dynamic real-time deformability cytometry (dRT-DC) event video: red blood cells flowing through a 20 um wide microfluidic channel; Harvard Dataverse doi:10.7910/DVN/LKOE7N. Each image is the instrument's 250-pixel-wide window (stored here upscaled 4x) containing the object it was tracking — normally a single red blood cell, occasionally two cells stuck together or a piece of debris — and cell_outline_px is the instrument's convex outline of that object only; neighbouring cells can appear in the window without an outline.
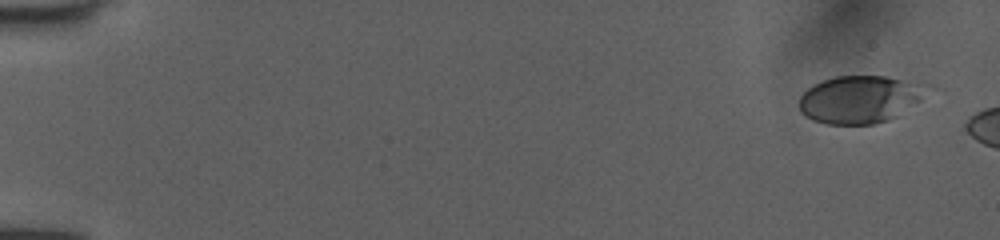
{"species": "human", "species_latin": "Homo sapiens", "temperature_condition": "room temperature", "stored_images_in_passage": 2, "camera_frame_rate_fps": 3000, "um_per_image_px": 0.085, "donor": {"sex": "female"}, "frame": {"image": 1, "passage_image": 1, "time_ms": 0.0, "image_size_px": [1000, 240], "cell_outline_px": [[944, 88], [896, 116], [888, 120], [872, 124], [828, 124], [812, 120], [800, 112], [800, 96], [808, 88], [824, 80], [836, 76], [884, 76], [932, 84]], "centroid_in_image_um": [73.3, 8.42], "position_along_channel_um": 11.7, "area_um2": 36.53}}